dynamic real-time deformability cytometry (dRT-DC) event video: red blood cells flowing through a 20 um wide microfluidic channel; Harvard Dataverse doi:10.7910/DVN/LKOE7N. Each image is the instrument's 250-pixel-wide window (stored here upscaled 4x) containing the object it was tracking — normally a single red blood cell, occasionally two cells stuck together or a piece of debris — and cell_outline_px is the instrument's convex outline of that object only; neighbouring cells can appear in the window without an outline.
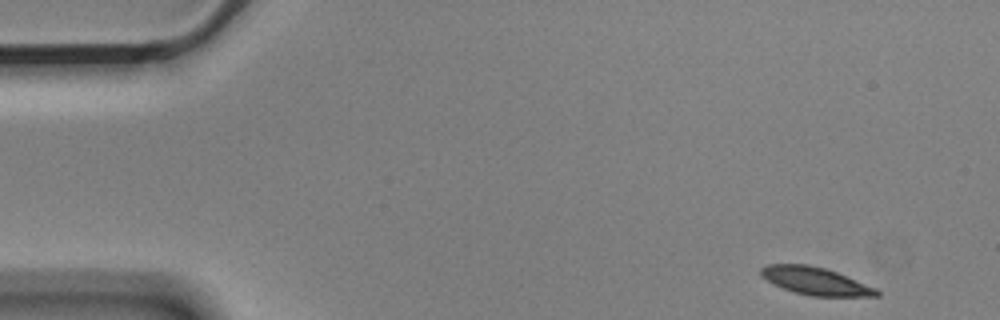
{"species": "Egyptian fruit bat (a non-hibernating species)", "species_latin": "Rousettus aegyptiacus", "temperature_condition": "cold", "stored_images_in_passage": 5, "camera_frame_rate_fps": 3000, "um_per_image_px": 0.085, "animal": {"sex": "male"}, "frame": {"image": 1, "passage_image": 1, "time_ms": 0.0, "image_size_px": [1000, 320], "cell_outline_px": [[880, 296], [812, 296], [796, 292], [772, 284], [760, 272], [760, 268], [768, 264], [808, 264], [824, 268], [836, 272], [876, 288], [880, 292]], "centroid_in_image_um": [69.32, 23.88], "position_along_channel_um": 15.7, "area_um2": 18.32}}
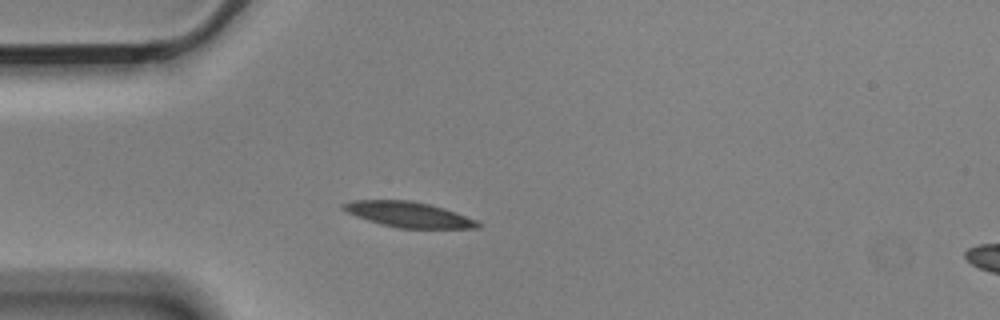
{"frame": {"image": 2, "passage_image": 4, "time_ms": 1.0, "image_size_px": [1000, 320], "cell_outline_px": [[484, 224], [480, 228], [400, 228], [380, 224], [356, 216], [340, 208], [340, 204], [352, 200], [412, 200], [444, 208], [476, 220]], "centroid_in_image_um": [34.72, 18.23], "position_along_channel_um": 50.3, "area_um2": 19.94}}